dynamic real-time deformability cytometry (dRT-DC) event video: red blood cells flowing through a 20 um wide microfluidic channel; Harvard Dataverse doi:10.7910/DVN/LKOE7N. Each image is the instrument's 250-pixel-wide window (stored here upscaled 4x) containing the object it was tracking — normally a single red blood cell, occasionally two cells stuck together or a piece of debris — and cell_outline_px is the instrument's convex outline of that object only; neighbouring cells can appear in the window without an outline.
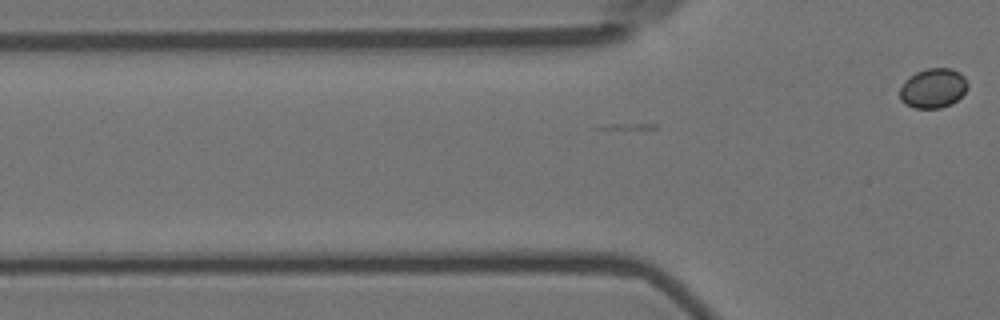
{"species": "Egyptian fruit bat (a non-hibernating species)", "species_latin": "Rousettus aegyptiacus", "temperature_condition": "room temperature", "stored_images_in_passage": 5, "camera_frame_rate_fps": 3000, "um_per_image_px": 0.085, "animal": {"sex": "female"}, "frame": {"image": 1, "passage_image": 5, "time_ms": 1.333, "image_size_px": [1000, 320], "cell_outline_px": [[968, 88], [952, 104], [940, 108], [916, 108], [904, 104], [900, 100], [900, 88], [904, 80], [908, 76], [916, 72], [928, 68], [952, 68], [960, 72], [964, 76], [968, 84]], "centroid_in_image_um": [79.3, 7.49], "position_along_channel_um": 46.5, "area_um2": 15.84}}